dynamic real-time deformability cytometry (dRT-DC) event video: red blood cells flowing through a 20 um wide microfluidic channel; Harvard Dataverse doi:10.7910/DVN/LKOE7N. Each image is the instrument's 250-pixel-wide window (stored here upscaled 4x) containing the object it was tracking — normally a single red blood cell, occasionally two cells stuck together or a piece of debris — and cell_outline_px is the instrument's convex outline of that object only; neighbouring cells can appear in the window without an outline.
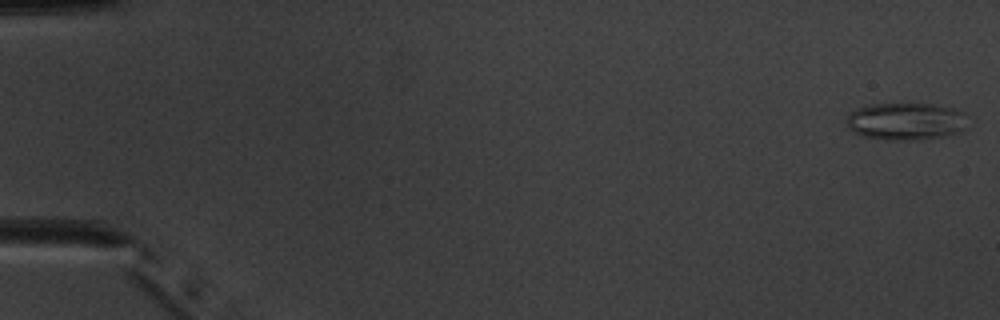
{"species": "common noctule bat (a hibernating species)", "species_latin": "Nyctalus noctula", "temperature_condition": "warm", "stored_images_in_passage": 52, "camera_frame_rate_fps": 3000, "um_per_image_px": 0.085, "animal": {"sex": "male", "body_mass_g": 20.1, "forearm_length_mm": 53.5}, "frame": {"image": 1, "passage_image": 1, "time_ms": 0.0, "image_size_px": [1000, 320], "cell_outline_px": [[968, 128], [960, 132], [948, 136], [920, 140], [888, 140], [864, 136], [848, 128], [844, 120], [852, 112], [860, 108], [872, 104], [936, 104], [952, 108], [964, 112]], "centroid_in_image_um": [77.06, 10.33], "position_along_channel_um": 7.9, "area_um2": 26.59}}
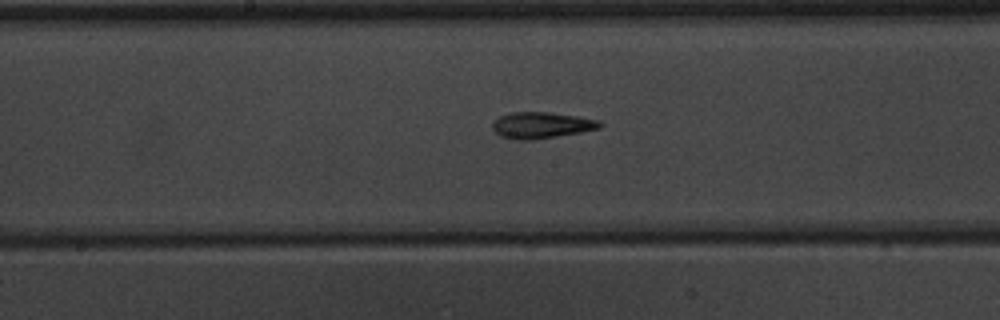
{"frame": {"image": 2, "passage_image": 28, "time_ms": 9.0, "image_size_px": [1000, 320], "cell_outline_px": [[604, 124], [600, 128], [580, 132], [532, 140], [516, 140], [500, 136], [492, 128], [492, 124], [500, 116], [512, 112], [548, 112], [576, 116], [600, 120]], "centroid_in_image_um": [46.03, 10.64], "position_along_channel_um": 202.2, "area_um2": 16.36}}
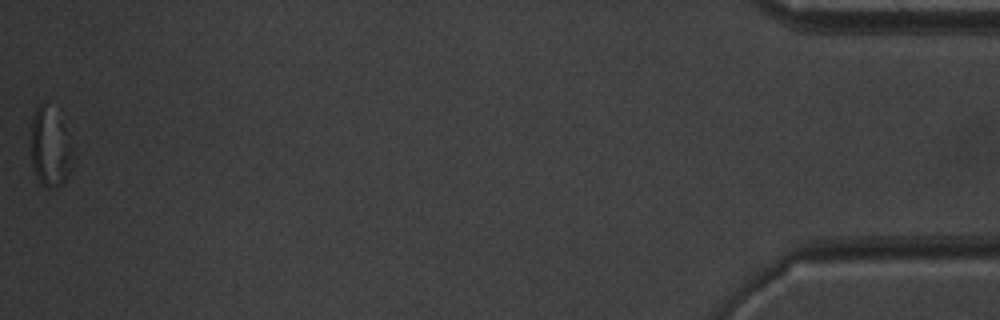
{"frame": {"image": 3, "passage_image": 52, "time_ms": 17.0, "image_size_px": [1000, 320], "cell_outline_px": [[68, 172], [64, 184], [48, 188], [36, 176], [32, 164], [32, 120], [36, 108], [40, 104], [44, 104], [68, 152]], "centroid_in_image_um": [4.09, 12.76], "position_along_channel_um": 431.1, "area_um2": 15.78}, "authors_computed_cell_mechanics": {"area_um2": 16.5308, "velocity_mm_per_s": 3.9589, "shape_relaxation_time_tau1_ms": 5.8821, "shape_relaxation_time_tau2_ms": 5.6492, "deformation_change_tau1": 0.1701, "deformation_change_tau2": 0.1794}}